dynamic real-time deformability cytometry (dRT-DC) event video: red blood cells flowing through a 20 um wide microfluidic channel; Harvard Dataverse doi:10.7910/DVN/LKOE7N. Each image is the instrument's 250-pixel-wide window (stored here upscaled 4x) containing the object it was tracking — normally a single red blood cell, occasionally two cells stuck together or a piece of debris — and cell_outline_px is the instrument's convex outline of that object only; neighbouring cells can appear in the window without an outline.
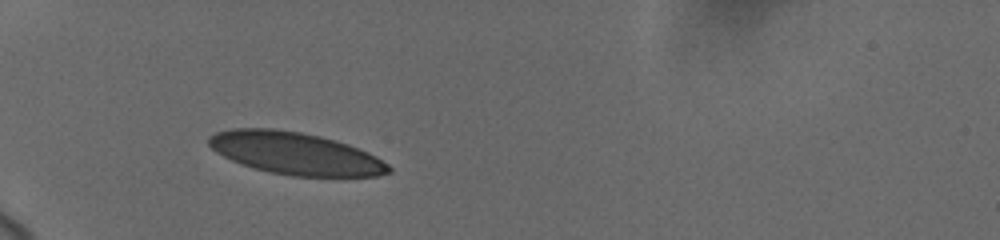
{"species": "human", "species_latin": "Homo sapiens", "temperature_condition": "cold", "stored_images_in_passage": 31, "camera_frame_rate_fps": 3000, "um_per_image_px": 0.085, "donor": {"sex": "female"}, "frame": {"image": 1, "passage_image": 1, "time_ms": 0.0, "image_size_px": [1000, 240], "cell_outline_px": [[392, 172], [380, 176], [292, 176], [268, 172], [240, 164], [216, 152], [208, 144], [208, 136], [216, 132], [232, 128], [272, 128], [300, 132], [320, 136], [336, 140], [348, 144], [368, 152], [376, 156], [388, 164], [392, 168]], "centroid_in_image_um": [25.11, 13.04], "position_along_channel_um": 59.9, "area_um2": 44.45}}
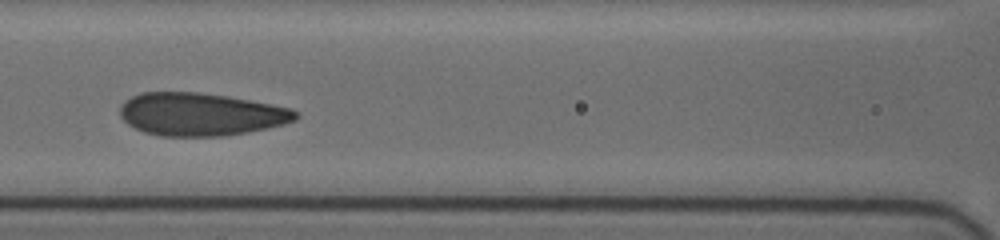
{"frame": {"image": 2, "passage_image": 22, "time_ms": 3.0, "image_size_px": [1000, 240], "cell_outline_px": [[300, 116], [296, 120], [284, 124], [268, 128], [248, 132], [224, 136], [160, 136], [144, 132], [128, 124], [120, 116], [120, 104], [124, 100], [140, 92], [200, 92], [228, 96], [288, 108], [296, 112]], "centroid_in_image_um": [17.02, 9.71], "position_along_channel_um": 149.6, "area_um2": 43.87}}
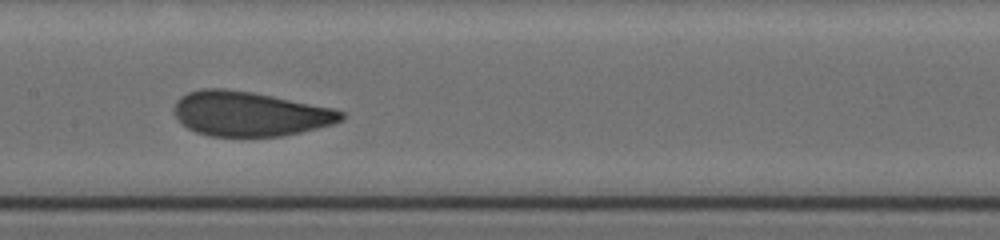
{"frame": {"image": 3, "passage_image": 30, "time_ms": 4.0, "image_size_px": [1000, 240], "cell_outline_px": [[344, 120], [336, 124], [300, 132], [280, 136], [208, 136], [196, 132], [188, 128], [172, 112], [172, 108], [176, 100], [180, 96], [188, 92], [200, 88], [224, 88], [252, 92], [332, 108], [344, 112]], "centroid_in_image_um": [21.2, 9.67], "position_along_channel_um": 186.2, "area_um2": 43.58}}